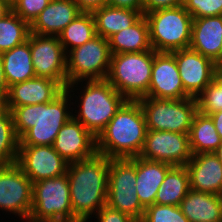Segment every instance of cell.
<instances>
[{
  "mask_svg": "<svg viewBox=\"0 0 222 222\" xmlns=\"http://www.w3.org/2000/svg\"><path fill=\"white\" fill-rule=\"evenodd\" d=\"M188 135L192 155L213 153L222 140L211 117L199 111L193 118Z\"/></svg>",
  "mask_w": 222,
  "mask_h": 222,
  "instance_id": "obj_27",
  "label": "cell"
},
{
  "mask_svg": "<svg viewBox=\"0 0 222 222\" xmlns=\"http://www.w3.org/2000/svg\"><path fill=\"white\" fill-rule=\"evenodd\" d=\"M216 70L222 72V57L219 59V61L216 63Z\"/></svg>",
  "mask_w": 222,
  "mask_h": 222,
  "instance_id": "obj_44",
  "label": "cell"
},
{
  "mask_svg": "<svg viewBox=\"0 0 222 222\" xmlns=\"http://www.w3.org/2000/svg\"><path fill=\"white\" fill-rule=\"evenodd\" d=\"M27 41L36 77L58 81L66 88V53L58 36H42L30 32Z\"/></svg>",
  "mask_w": 222,
  "mask_h": 222,
  "instance_id": "obj_12",
  "label": "cell"
},
{
  "mask_svg": "<svg viewBox=\"0 0 222 222\" xmlns=\"http://www.w3.org/2000/svg\"><path fill=\"white\" fill-rule=\"evenodd\" d=\"M143 11L105 5L93 12L96 34L109 39L113 34L132 26Z\"/></svg>",
  "mask_w": 222,
  "mask_h": 222,
  "instance_id": "obj_24",
  "label": "cell"
},
{
  "mask_svg": "<svg viewBox=\"0 0 222 222\" xmlns=\"http://www.w3.org/2000/svg\"><path fill=\"white\" fill-rule=\"evenodd\" d=\"M12 10L11 4L6 0H0V19Z\"/></svg>",
  "mask_w": 222,
  "mask_h": 222,
  "instance_id": "obj_42",
  "label": "cell"
},
{
  "mask_svg": "<svg viewBox=\"0 0 222 222\" xmlns=\"http://www.w3.org/2000/svg\"><path fill=\"white\" fill-rule=\"evenodd\" d=\"M53 148L68 163L93 157L96 153V138L74 117L62 126Z\"/></svg>",
  "mask_w": 222,
  "mask_h": 222,
  "instance_id": "obj_17",
  "label": "cell"
},
{
  "mask_svg": "<svg viewBox=\"0 0 222 222\" xmlns=\"http://www.w3.org/2000/svg\"><path fill=\"white\" fill-rule=\"evenodd\" d=\"M137 101L142 107L147 130L189 134L193 118L198 112L197 99L192 97L184 99L141 97Z\"/></svg>",
  "mask_w": 222,
  "mask_h": 222,
  "instance_id": "obj_8",
  "label": "cell"
},
{
  "mask_svg": "<svg viewBox=\"0 0 222 222\" xmlns=\"http://www.w3.org/2000/svg\"><path fill=\"white\" fill-rule=\"evenodd\" d=\"M213 153L217 157L219 162L222 164V140H221L220 145L218 146V148Z\"/></svg>",
  "mask_w": 222,
  "mask_h": 222,
  "instance_id": "obj_43",
  "label": "cell"
},
{
  "mask_svg": "<svg viewBox=\"0 0 222 222\" xmlns=\"http://www.w3.org/2000/svg\"><path fill=\"white\" fill-rule=\"evenodd\" d=\"M109 160L96 153L91 158L68 165L66 174L71 206L74 216L80 222H90L92 215L106 205Z\"/></svg>",
  "mask_w": 222,
  "mask_h": 222,
  "instance_id": "obj_2",
  "label": "cell"
},
{
  "mask_svg": "<svg viewBox=\"0 0 222 222\" xmlns=\"http://www.w3.org/2000/svg\"><path fill=\"white\" fill-rule=\"evenodd\" d=\"M193 19L222 15V0H183Z\"/></svg>",
  "mask_w": 222,
  "mask_h": 222,
  "instance_id": "obj_34",
  "label": "cell"
},
{
  "mask_svg": "<svg viewBox=\"0 0 222 222\" xmlns=\"http://www.w3.org/2000/svg\"><path fill=\"white\" fill-rule=\"evenodd\" d=\"M71 100L65 89L49 103L14 107L11 113L19 145H53L59 130L73 117Z\"/></svg>",
  "mask_w": 222,
  "mask_h": 222,
  "instance_id": "obj_1",
  "label": "cell"
},
{
  "mask_svg": "<svg viewBox=\"0 0 222 222\" xmlns=\"http://www.w3.org/2000/svg\"><path fill=\"white\" fill-rule=\"evenodd\" d=\"M6 1L12 4L15 0H6Z\"/></svg>",
  "mask_w": 222,
  "mask_h": 222,
  "instance_id": "obj_45",
  "label": "cell"
},
{
  "mask_svg": "<svg viewBox=\"0 0 222 222\" xmlns=\"http://www.w3.org/2000/svg\"><path fill=\"white\" fill-rule=\"evenodd\" d=\"M185 167L190 189L222 196V164L214 153L193 154Z\"/></svg>",
  "mask_w": 222,
  "mask_h": 222,
  "instance_id": "obj_19",
  "label": "cell"
},
{
  "mask_svg": "<svg viewBox=\"0 0 222 222\" xmlns=\"http://www.w3.org/2000/svg\"><path fill=\"white\" fill-rule=\"evenodd\" d=\"M176 59L185 92L197 98L213 82L216 63L191 48L171 52Z\"/></svg>",
  "mask_w": 222,
  "mask_h": 222,
  "instance_id": "obj_15",
  "label": "cell"
},
{
  "mask_svg": "<svg viewBox=\"0 0 222 222\" xmlns=\"http://www.w3.org/2000/svg\"><path fill=\"white\" fill-rule=\"evenodd\" d=\"M8 87L36 77L28 41L1 53Z\"/></svg>",
  "mask_w": 222,
  "mask_h": 222,
  "instance_id": "obj_26",
  "label": "cell"
},
{
  "mask_svg": "<svg viewBox=\"0 0 222 222\" xmlns=\"http://www.w3.org/2000/svg\"><path fill=\"white\" fill-rule=\"evenodd\" d=\"M81 12L93 13L107 5V0H74Z\"/></svg>",
  "mask_w": 222,
  "mask_h": 222,
  "instance_id": "obj_38",
  "label": "cell"
},
{
  "mask_svg": "<svg viewBox=\"0 0 222 222\" xmlns=\"http://www.w3.org/2000/svg\"><path fill=\"white\" fill-rule=\"evenodd\" d=\"M29 34L30 25L11 10L0 19V53L24 43Z\"/></svg>",
  "mask_w": 222,
  "mask_h": 222,
  "instance_id": "obj_31",
  "label": "cell"
},
{
  "mask_svg": "<svg viewBox=\"0 0 222 222\" xmlns=\"http://www.w3.org/2000/svg\"><path fill=\"white\" fill-rule=\"evenodd\" d=\"M108 41L112 54L152 50L149 25L144 14L132 26L113 34Z\"/></svg>",
  "mask_w": 222,
  "mask_h": 222,
  "instance_id": "obj_25",
  "label": "cell"
},
{
  "mask_svg": "<svg viewBox=\"0 0 222 222\" xmlns=\"http://www.w3.org/2000/svg\"><path fill=\"white\" fill-rule=\"evenodd\" d=\"M51 0H15L12 11L31 25Z\"/></svg>",
  "mask_w": 222,
  "mask_h": 222,
  "instance_id": "obj_35",
  "label": "cell"
},
{
  "mask_svg": "<svg viewBox=\"0 0 222 222\" xmlns=\"http://www.w3.org/2000/svg\"><path fill=\"white\" fill-rule=\"evenodd\" d=\"M146 133V120L140 103L127 100L96 138L97 153L109 159L138 157Z\"/></svg>",
  "mask_w": 222,
  "mask_h": 222,
  "instance_id": "obj_3",
  "label": "cell"
},
{
  "mask_svg": "<svg viewBox=\"0 0 222 222\" xmlns=\"http://www.w3.org/2000/svg\"><path fill=\"white\" fill-rule=\"evenodd\" d=\"M64 90L58 81L35 77L9 86L7 96L1 104L11 111L14 107L23 105L49 103Z\"/></svg>",
  "mask_w": 222,
  "mask_h": 222,
  "instance_id": "obj_18",
  "label": "cell"
},
{
  "mask_svg": "<svg viewBox=\"0 0 222 222\" xmlns=\"http://www.w3.org/2000/svg\"><path fill=\"white\" fill-rule=\"evenodd\" d=\"M198 111L209 115L222 110V72L216 71L213 82L196 98Z\"/></svg>",
  "mask_w": 222,
  "mask_h": 222,
  "instance_id": "obj_32",
  "label": "cell"
},
{
  "mask_svg": "<svg viewBox=\"0 0 222 222\" xmlns=\"http://www.w3.org/2000/svg\"><path fill=\"white\" fill-rule=\"evenodd\" d=\"M144 16L154 51L171 53L189 48L193 17L183 5L147 12Z\"/></svg>",
  "mask_w": 222,
  "mask_h": 222,
  "instance_id": "obj_6",
  "label": "cell"
},
{
  "mask_svg": "<svg viewBox=\"0 0 222 222\" xmlns=\"http://www.w3.org/2000/svg\"><path fill=\"white\" fill-rule=\"evenodd\" d=\"M8 84L4 76L2 55L0 53V103L4 101L8 92Z\"/></svg>",
  "mask_w": 222,
  "mask_h": 222,
  "instance_id": "obj_40",
  "label": "cell"
},
{
  "mask_svg": "<svg viewBox=\"0 0 222 222\" xmlns=\"http://www.w3.org/2000/svg\"><path fill=\"white\" fill-rule=\"evenodd\" d=\"M189 222H221L222 196L189 190L179 204Z\"/></svg>",
  "mask_w": 222,
  "mask_h": 222,
  "instance_id": "obj_23",
  "label": "cell"
},
{
  "mask_svg": "<svg viewBox=\"0 0 222 222\" xmlns=\"http://www.w3.org/2000/svg\"><path fill=\"white\" fill-rule=\"evenodd\" d=\"M33 183L16 164L0 166V210L28 222Z\"/></svg>",
  "mask_w": 222,
  "mask_h": 222,
  "instance_id": "obj_11",
  "label": "cell"
},
{
  "mask_svg": "<svg viewBox=\"0 0 222 222\" xmlns=\"http://www.w3.org/2000/svg\"><path fill=\"white\" fill-rule=\"evenodd\" d=\"M28 222H80L73 214L67 174L33 183Z\"/></svg>",
  "mask_w": 222,
  "mask_h": 222,
  "instance_id": "obj_7",
  "label": "cell"
},
{
  "mask_svg": "<svg viewBox=\"0 0 222 222\" xmlns=\"http://www.w3.org/2000/svg\"><path fill=\"white\" fill-rule=\"evenodd\" d=\"M145 97L156 99H184L190 97L183 88L177 62L172 53L154 51L151 81L148 94Z\"/></svg>",
  "mask_w": 222,
  "mask_h": 222,
  "instance_id": "obj_16",
  "label": "cell"
},
{
  "mask_svg": "<svg viewBox=\"0 0 222 222\" xmlns=\"http://www.w3.org/2000/svg\"><path fill=\"white\" fill-rule=\"evenodd\" d=\"M189 48L217 63L222 57V15L193 19Z\"/></svg>",
  "mask_w": 222,
  "mask_h": 222,
  "instance_id": "obj_21",
  "label": "cell"
},
{
  "mask_svg": "<svg viewBox=\"0 0 222 222\" xmlns=\"http://www.w3.org/2000/svg\"><path fill=\"white\" fill-rule=\"evenodd\" d=\"M16 164L32 183L64 175L69 165L52 145H19Z\"/></svg>",
  "mask_w": 222,
  "mask_h": 222,
  "instance_id": "obj_14",
  "label": "cell"
},
{
  "mask_svg": "<svg viewBox=\"0 0 222 222\" xmlns=\"http://www.w3.org/2000/svg\"><path fill=\"white\" fill-rule=\"evenodd\" d=\"M190 190L189 173L185 166H173L157 190L155 203L179 206Z\"/></svg>",
  "mask_w": 222,
  "mask_h": 222,
  "instance_id": "obj_28",
  "label": "cell"
},
{
  "mask_svg": "<svg viewBox=\"0 0 222 222\" xmlns=\"http://www.w3.org/2000/svg\"><path fill=\"white\" fill-rule=\"evenodd\" d=\"M83 82L67 84L65 89L72 98V104H78L76 106L79 110L75 109L73 117L97 138L127 99L106 79ZM75 91L80 94L74 95ZM73 97L77 99L75 103Z\"/></svg>",
  "mask_w": 222,
  "mask_h": 222,
  "instance_id": "obj_4",
  "label": "cell"
},
{
  "mask_svg": "<svg viewBox=\"0 0 222 222\" xmlns=\"http://www.w3.org/2000/svg\"><path fill=\"white\" fill-rule=\"evenodd\" d=\"M154 50L112 54L106 80L127 100L148 94Z\"/></svg>",
  "mask_w": 222,
  "mask_h": 222,
  "instance_id": "obj_5",
  "label": "cell"
},
{
  "mask_svg": "<svg viewBox=\"0 0 222 222\" xmlns=\"http://www.w3.org/2000/svg\"><path fill=\"white\" fill-rule=\"evenodd\" d=\"M93 217L97 219L95 222H137L129 215L121 213L107 205L103 206Z\"/></svg>",
  "mask_w": 222,
  "mask_h": 222,
  "instance_id": "obj_36",
  "label": "cell"
},
{
  "mask_svg": "<svg viewBox=\"0 0 222 222\" xmlns=\"http://www.w3.org/2000/svg\"><path fill=\"white\" fill-rule=\"evenodd\" d=\"M19 138L16 135L11 111L0 105V166L16 163Z\"/></svg>",
  "mask_w": 222,
  "mask_h": 222,
  "instance_id": "obj_30",
  "label": "cell"
},
{
  "mask_svg": "<svg viewBox=\"0 0 222 222\" xmlns=\"http://www.w3.org/2000/svg\"><path fill=\"white\" fill-rule=\"evenodd\" d=\"M140 222H189L179 206L154 203L144 210Z\"/></svg>",
  "mask_w": 222,
  "mask_h": 222,
  "instance_id": "obj_33",
  "label": "cell"
},
{
  "mask_svg": "<svg viewBox=\"0 0 222 222\" xmlns=\"http://www.w3.org/2000/svg\"><path fill=\"white\" fill-rule=\"evenodd\" d=\"M136 157L110 159L106 205L141 221L145 208L136 191Z\"/></svg>",
  "mask_w": 222,
  "mask_h": 222,
  "instance_id": "obj_9",
  "label": "cell"
},
{
  "mask_svg": "<svg viewBox=\"0 0 222 222\" xmlns=\"http://www.w3.org/2000/svg\"><path fill=\"white\" fill-rule=\"evenodd\" d=\"M107 5L143 11V0H107Z\"/></svg>",
  "mask_w": 222,
  "mask_h": 222,
  "instance_id": "obj_39",
  "label": "cell"
},
{
  "mask_svg": "<svg viewBox=\"0 0 222 222\" xmlns=\"http://www.w3.org/2000/svg\"><path fill=\"white\" fill-rule=\"evenodd\" d=\"M214 122L215 128L222 139V110L209 114Z\"/></svg>",
  "mask_w": 222,
  "mask_h": 222,
  "instance_id": "obj_41",
  "label": "cell"
},
{
  "mask_svg": "<svg viewBox=\"0 0 222 222\" xmlns=\"http://www.w3.org/2000/svg\"><path fill=\"white\" fill-rule=\"evenodd\" d=\"M183 5V0H143V14Z\"/></svg>",
  "mask_w": 222,
  "mask_h": 222,
  "instance_id": "obj_37",
  "label": "cell"
},
{
  "mask_svg": "<svg viewBox=\"0 0 222 222\" xmlns=\"http://www.w3.org/2000/svg\"><path fill=\"white\" fill-rule=\"evenodd\" d=\"M80 13L74 0H51L30 25V32L58 36Z\"/></svg>",
  "mask_w": 222,
  "mask_h": 222,
  "instance_id": "obj_20",
  "label": "cell"
},
{
  "mask_svg": "<svg viewBox=\"0 0 222 222\" xmlns=\"http://www.w3.org/2000/svg\"><path fill=\"white\" fill-rule=\"evenodd\" d=\"M172 167L166 162L136 157V194L145 209L155 203L157 190Z\"/></svg>",
  "mask_w": 222,
  "mask_h": 222,
  "instance_id": "obj_22",
  "label": "cell"
},
{
  "mask_svg": "<svg viewBox=\"0 0 222 222\" xmlns=\"http://www.w3.org/2000/svg\"><path fill=\"white\" fill-rule=\"evenodd\" d=\"M96 26L93 13L81 12L62 32L58 35L67 54L73 48L81 46L96 37Z\"/></svg>",
  "mask_w": 222,
  "mask_h": 222,
  "instance_id": "obj_29",
  "label": "cell"
},
{
  "mask_svg": "<svg viewBox=\"0 0 222 222\" xmlns=\"http://www.w3.org/2000/svg\"><path fill=\"white\" fill-rule=\"evenodd\" d=\"M112 53L109 41L96 36L66 54L67 84L78 81L105 80Z\"/></svg>",
  "mask_w": 222,
  "mask_h": 222,
  "instance_id": "obj_10",
  "label": "cell"
},
{
  "mask_svg": "<svg viewBox=\"0 0 222 222\" xmlns=\"http://www.w3.org/2000/svg\"><path fill=\"white\" fill-rule=\"evenodd\" d=\"M139 157L149 161L185 166L192 158L189 135L171 131L147 130Z\"/></svg>",
  "mask_w": 222,
  "mask_h": 222,
  "instance_id": "obj_13",
  "label": "cell"
}]
</instances>
